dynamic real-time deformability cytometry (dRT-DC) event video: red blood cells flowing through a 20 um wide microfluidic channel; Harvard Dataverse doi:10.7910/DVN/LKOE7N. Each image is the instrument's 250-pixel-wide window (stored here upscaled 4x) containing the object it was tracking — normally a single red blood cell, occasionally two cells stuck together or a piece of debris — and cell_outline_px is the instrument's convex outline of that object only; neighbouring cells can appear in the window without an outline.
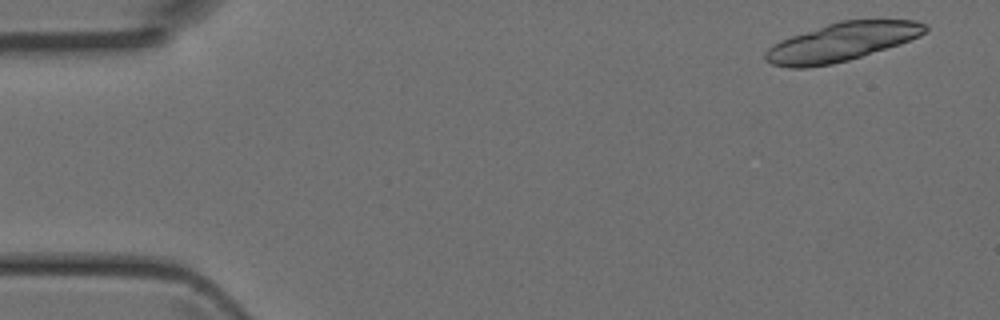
{"species": "Egyptian fruit bat (a non-hibernating species)", "species_latin": "Rousettus aegyptiacus", "temperature_condition": "room temperature", "stored_images_in_passage": 4, "camera_frame_rate_fps": 3000, "um_per_image_px": 0.085, "animal": {"sex": "female"}, "frame": {"image": 1, "passage_image": 1, "time_ms": 0.0, "image_size_px": [1000, 320], "cell_outline_px": [[928, 28], [920, 36], [900, 44], [848, 60], [832, 64], [804, 68], [792, 68], [772, 64], [764, 60], [764, 52], [768, 48], [780, 40], [840, 20], [916, 20], [928, 24]], "centroid_in_image_um": [71.55, 3.57], "position_along_channel_um": 13.5, "area_um2": 35.55}}
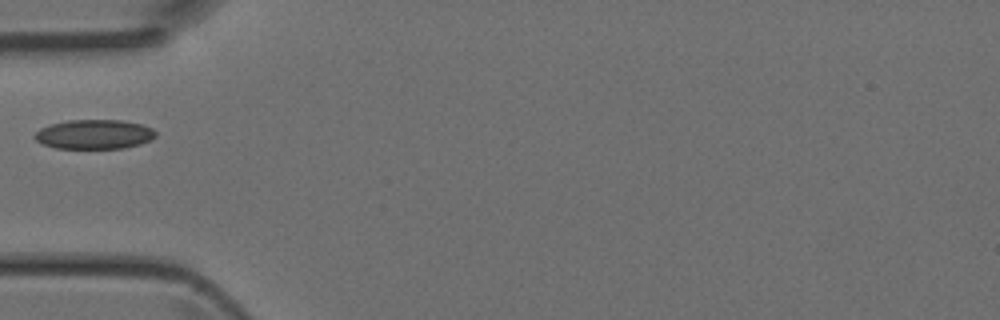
{"frame": {"image": 2, "passage_image": 4, "time_ms": 1.0, "image_size_px": [1000, 320], "cell_outline_px": [[156, 136], [140, 144], [124, 148], [56, 148], [44, 144], [36, 140], [32, 136], [40, 128], [52, 124], [68, 120], [120, 120], [144, 124], [152, 128], [156, 132]], "centroid_in_image_um": [8.02, 11.41], "position_along_channel_um": 77.0, "area_um2": 20.69}}